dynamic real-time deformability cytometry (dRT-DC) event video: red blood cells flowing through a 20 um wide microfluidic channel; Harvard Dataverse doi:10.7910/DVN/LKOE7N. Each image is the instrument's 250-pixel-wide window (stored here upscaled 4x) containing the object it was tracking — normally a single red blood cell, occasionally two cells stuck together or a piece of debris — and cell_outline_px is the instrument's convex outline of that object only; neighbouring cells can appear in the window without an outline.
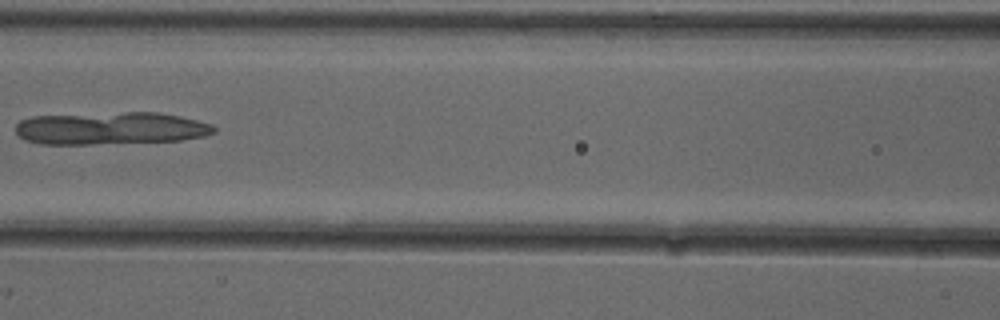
{"species": "common noctule bat (a hibernating species)", "species_latin": "Nyctalus noctula", "temperature_condition": "cold", "stored_images_in_passage": 8, "camera_frame_rate_fps": 3000, "um_per_image_px": 0.085, "animal": {"sex": "female"}, "frame": {"image": 1, "passage_image": 7, "time_ms": 2.0, "image_size_px": [1000, 320], "cell_outline_px": [[216, 132], [204, 136], [180, 140], [92, 144], [40, 144], [24, 140], [16, 132], [16, 124], [20, 120], [32, 116], [128, 112], [156, 112], [180, 116], [212, 124], [216, 128]], "centroid_in_image_um": [9.39, 10.9], "position_along_channel_um": 157.2, "area_um2": 37.57}}
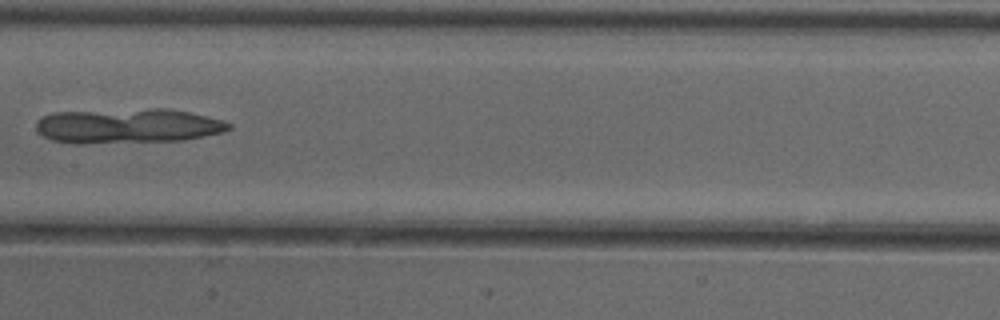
{"frame": {"image": 2, "passage_image": 8, "time_ms": 2.333, "image_size_px": [1000, 320], "cell_outline_px": [[232, 128], [224, 132], [184, 140], [80, 144], [52, 140], [44, 136], [36, 128], [36, 120], [44, 116], [56, 112], [152, 108], [164, 108], [188, 112], [224, 120], [232, 124]], "centroid_in_image_um": [10.89, 10.7], "position_along_channel_um": 196.5, "area_um2": 39.19}}